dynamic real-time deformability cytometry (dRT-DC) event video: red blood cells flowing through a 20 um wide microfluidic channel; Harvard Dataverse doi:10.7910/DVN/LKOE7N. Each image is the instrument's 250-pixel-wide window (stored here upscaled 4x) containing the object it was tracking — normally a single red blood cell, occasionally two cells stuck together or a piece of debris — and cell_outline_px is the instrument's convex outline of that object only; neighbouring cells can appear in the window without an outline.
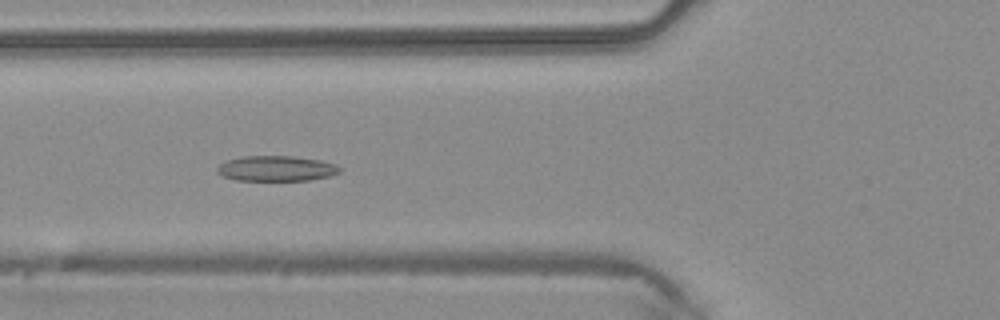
{"species": "common noctule bat (a hibernating species)", "species_latin": "Nyctalus noctula", "temperature_condition": "warm", "stored_images_in_passage": 46, "camera_frame_rate_fps": 3000, "um_per_image_px": 0.085, "animal": {"sex": "male", "body_mass_g": 20.4}, "frame": {"image": 1, "passage_image": 17, "time_ms": 5.333, "image_size_px": [1000, 320], "cell_outline_px": [[340, 172], [332, 176], [308, 180], [236, 180], [224, 176], [216, 172], [216, 168], [220, 164], [228, 160], [244, 156], [292, 156], [320, 160], [336, 164], [340, 168]], "centroid_in_image_um": [23.5, 14.32], "position_along_channel_um": 102.3, "area_um2": 18.03}}
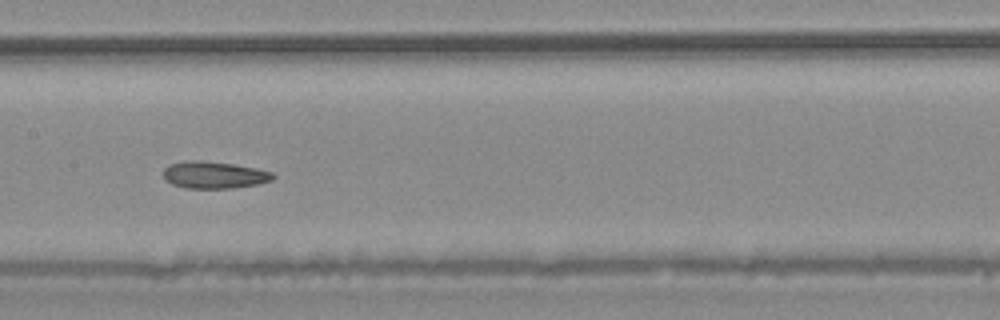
{"frame": {"image": 2, "passage_image": 23, "time_ms": 7.333, "image_size_px": [1000, 320], "cell_outline_px": [[276, 176], [272, 180], [256, 184], [232, 188], [184, 188], [172, 184], [164, 180], [164, 168], [168, 164], [184, 160], [200, 160], [232, 164], [256, 168], [272, 172]], "centroid_in_image_um": [18.16, 14.86], "position_along_channel_um": 189.2, "area_um2": 17.34}}
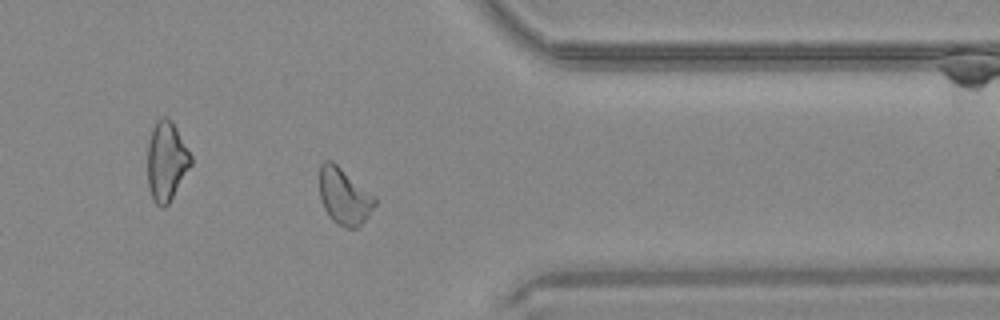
{"frame": {"image": 3, "passage_image": 37, "time_ms": 12.0, "image_size_px": [1000, 320], "cell_outline_px": [[376, 204], [368, 216], [356, 228], [344, 228], [332, 220], [324, 208], [320, 196], [320, 164], [324, 160], [332, 160], [376, 196]], "centroid_in_image_um": [29.26, 16.67], "position_along_channel_um": 382.1, "area_um2": 18.26}}